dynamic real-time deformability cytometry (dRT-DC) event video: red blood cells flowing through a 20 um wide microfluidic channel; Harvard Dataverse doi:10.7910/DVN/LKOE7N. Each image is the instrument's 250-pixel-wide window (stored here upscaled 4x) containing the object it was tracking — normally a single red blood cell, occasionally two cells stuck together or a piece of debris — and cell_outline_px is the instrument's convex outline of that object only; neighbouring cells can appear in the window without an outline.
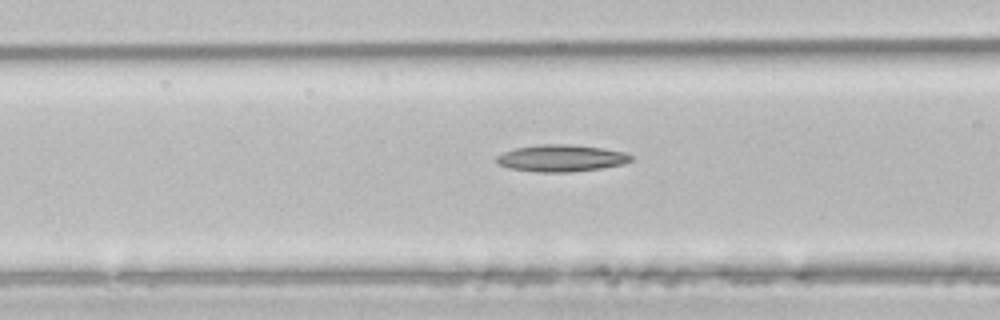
{"species": "common noctule bat (a hibernating species)", "species_latin": "Nyctalus noctula", "temperature_condition": "room temperature", "stored_images_in_passage": 15, "camera_frame_rate_fps": 3000, "um_per_image_px": 0.085, "animal": {"sex": "male", "body_mass_g": 21.5, "forearm_length_mm": 52.0}, "frame": {"image": 1, "passage_image": 7, "time_ms": 2.0, "image_size_px": [1000, 320], "cell_outline_px": [[632, 160], [624, 164], [600, 168], [568, 172], [536, 172], [508, 168], [496, 164], [496, 156], [504, 152], [516, 148], [540, 144], [572, 144], [604, 148], [624, 152], [632, 156]], "centroid_in_image_um": [47.68, 13.44], "position_along_channel_um": 118.9, "area_um2": 21.15}}
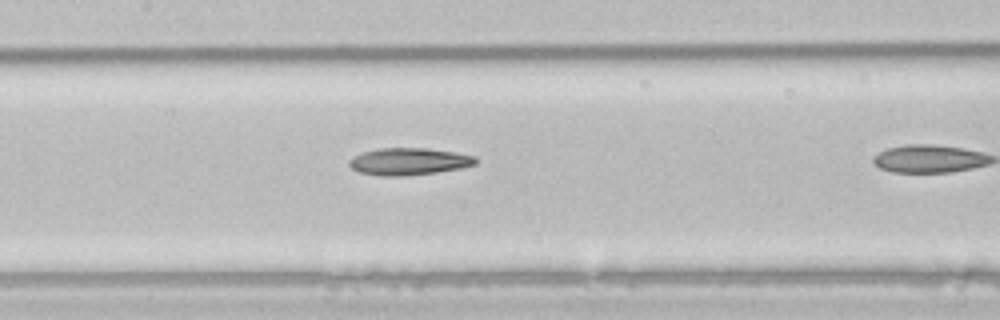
{"frame": {"image": 2, "passage_image": 11, "time_ms": 3.333, "image_size_px": [1000, 320], "cell_outline_px": [[476, 164], [460, 168], [436, 172], [400, 176], [380, 176], [360, 172], [352, 168], [348, 164], [348, 160], [352, 156], [364, 152], [380, 148], [428, 148], [456, 152], [476, 156]], "centroid_in_image_um": [34.74, 13.72], "position_along_channel_um": 172.7, "area_um2": 19.94}}